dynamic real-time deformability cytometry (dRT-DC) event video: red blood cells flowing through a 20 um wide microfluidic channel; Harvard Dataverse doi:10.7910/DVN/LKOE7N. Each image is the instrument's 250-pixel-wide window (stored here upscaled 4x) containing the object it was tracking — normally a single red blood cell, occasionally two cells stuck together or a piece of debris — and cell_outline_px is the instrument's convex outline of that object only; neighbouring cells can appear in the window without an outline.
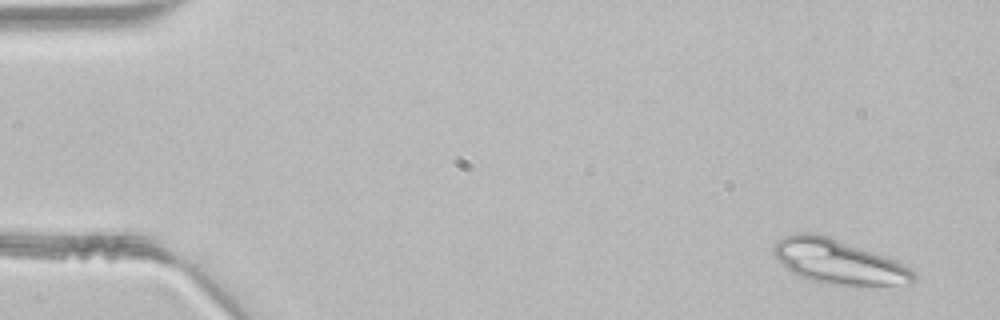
{"species": "common noctule bat (a hibernating species)", "species_latin": "Nyctalus noctula", "temperature_condition": "room temperature", "stored_images_in_passage": 18, "camera_frame_rate_fps": 3000, "um_per_image_px": 0.085, "animal": {"sex": "male", "body_mass_g": 21.5, "forearm_length_mm": 52.0}, "frame": {"image": 1, "passage_image": 3, "time_ms": 0.667, "image_size_px": [1000, 320], "cell_outline_px": [[916, 280], [912, 284], [824, 284], [800, 276], [792, 272], [772, 252], [772, 248], [776, 240], [784, 236], [800, 232], [816, 232], [828, 236], [884, 256], [904, 264], [916, 276]], "centroid_in_image_um": [71.23, 22.22], "position_along_channel_um": 13.8, "area_um2": 35.49}}